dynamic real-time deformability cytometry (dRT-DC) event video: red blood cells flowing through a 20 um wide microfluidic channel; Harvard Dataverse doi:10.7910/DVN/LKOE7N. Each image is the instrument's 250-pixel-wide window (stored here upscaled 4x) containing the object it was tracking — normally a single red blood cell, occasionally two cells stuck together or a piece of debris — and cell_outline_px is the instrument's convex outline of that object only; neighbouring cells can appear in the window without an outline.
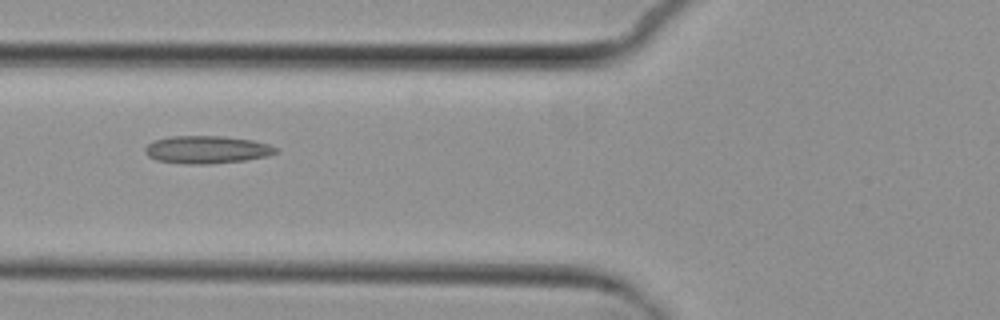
{"species": "common noctule bat (a hibernating species)", "species_latin": "Nyctalus noctula", "temperature_condition": "cold", "stored_images_in_passage": 4, "camera_frame_rate_fps": 3000, "um_per_image_px": 0.085, "animal": {"sex": "female", "body_mass_g": 29.2, "forearm_length_mm": 56.3}, "frame": {"image": 1, "passage_image": 4, "time_ms": 3.667, "image_size_px": [1000, 320], "cell_outline_px": [[280, 152], [268, 156], [244, 160], [212, 164], [184, 164], [156, 160], [148, 156], [144, 152], [144, 148], [148, 144], [156, 140], [172, 136], [224, 136], [252, 140], [268, 144], [280, 148]], "centroid_in_image_um": [17.62, 12.72], "position_along_channel_um": 108.2, "area_um2": 21.27}}